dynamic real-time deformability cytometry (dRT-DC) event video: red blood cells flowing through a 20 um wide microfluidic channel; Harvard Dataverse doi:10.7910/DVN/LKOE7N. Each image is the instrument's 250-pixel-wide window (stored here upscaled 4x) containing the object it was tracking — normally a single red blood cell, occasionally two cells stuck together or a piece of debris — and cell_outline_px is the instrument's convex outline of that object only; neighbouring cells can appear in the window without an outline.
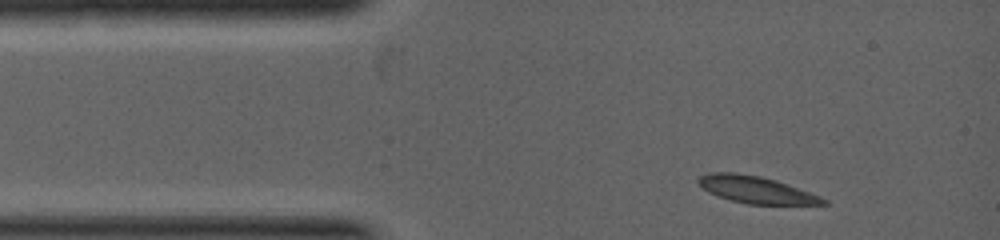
{"species": "common noctule bat (a hibernating species)", "species_latin": "Nyctalus noctula", "temperature_condition": "warm", "stored_images_in_passage": 4, "camera_frame_rate_fps": 5000, "um_per_image_px": 0.085, "animal": {"sex": "female", "body_mass_g": 19.0, "forearm_length_mm": 53.3}, "frame": {"image": 1, "passage_image": 1, "time_ms": 0.0, "image_size_px": [1000, 240], "cell_outline_px": [[828, 204], [748, 204], [732, 200], [708, 192], [696, 180], [700, 176], [708, 172], [736, 172], [760, 176], [776, 180], [788, 184], [820, 196], [828, 200]], "centroid_in_image_um": [64.27, 16.11], "position_along_channel_um": 20.7, "area_um2": 19.48}}
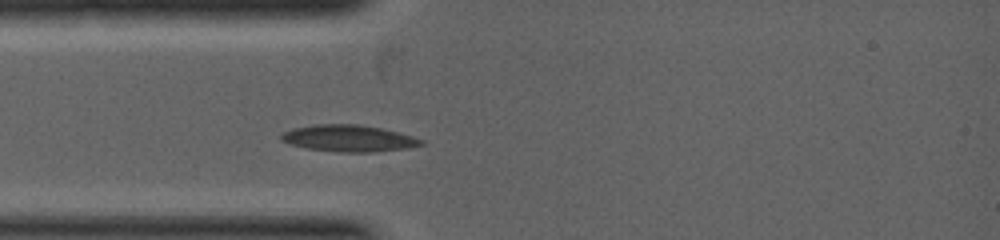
{"frame": {"image": 2, "passage_image": 4, "time_ms": 1.0, "image_size_px": [1000, 240], "cell_outline_px": [[424, 144], [408, 148], [372, 152], [340, 152], [308, 148], [292, 144], [280, 140], [280, 136], [284, 132], [292, 128], [316, 124], [360, 124], [380, 128], [412, 136], [424, 140]], "centroid_in_image_um": [29.64, 11.75], "position_along_channel_um": 55.4, "area_um2": 21.56}}